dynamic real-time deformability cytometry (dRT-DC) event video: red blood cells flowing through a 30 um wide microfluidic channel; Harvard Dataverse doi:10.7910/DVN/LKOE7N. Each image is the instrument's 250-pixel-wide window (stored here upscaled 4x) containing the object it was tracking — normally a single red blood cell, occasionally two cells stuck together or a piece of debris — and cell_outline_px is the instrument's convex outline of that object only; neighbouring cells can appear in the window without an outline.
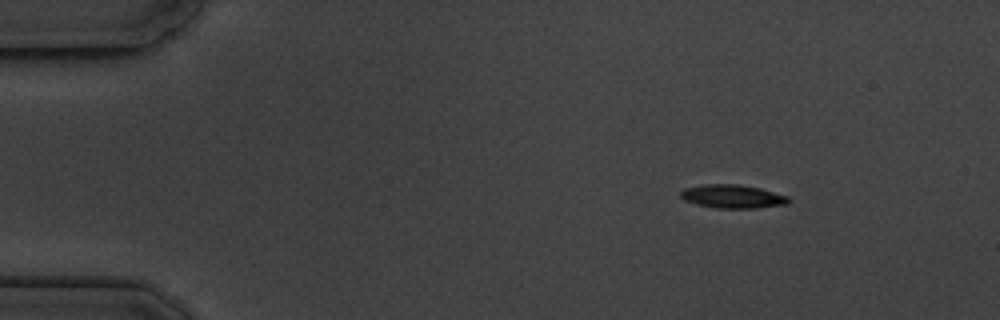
{"species": "common noctule bat (a hibernating species)", "species_latin": "Nyctalus noctula", "temperature_condition": "cold", "stored_images_in_passage": 9, "camera_frame_rate_fps": 3000, "um_per_image_px": 0.085, "animal": {"sex": "male", "body_mass_g": 19.5, "forearm_length_mm": 54.6}, "frame": {"image": 1, "passage_image": 3, "time_ms": 2.333, "image_size_px": [1000, 320], "cell_outline_px": [[792, 200], [788, 204], [756, 208], [716, 208], [696, 204], [684, 200], [680, 196], [680, 192], [684, 188], [704, 184], [740, 184], [760, 188], [788, 196]], "centroid_in_image_um": [62.28, 16.69], "position_along_channel_um": 22.7, "area_um2": 14.91}}
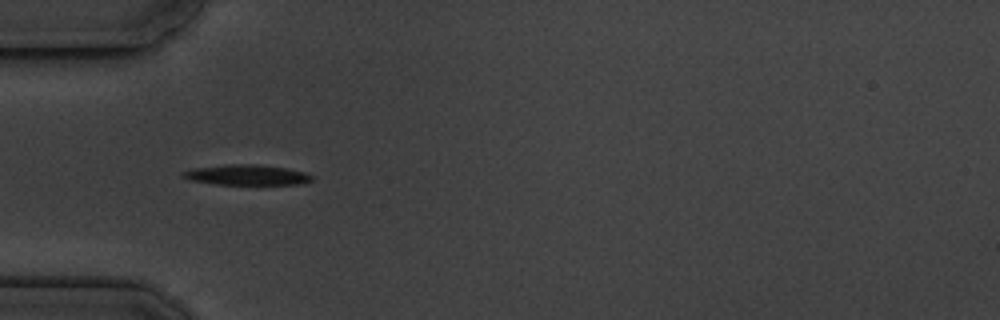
{"frame": {"image": 2, "passage_image": 6, "time_ms": 5.667, "image_size_px": [1000, 320], "cell_outline_px": [[312, 180], [300, 184], [216, 184], [188, 180], [180, 176], [180, 172], [192, 168], [224, 164], [256, 164], [288, 168], [308, 172], [312, 176]], "centroid_in_image_um": [20.93, 14.85], "position_along_channel_um": 64.1, "area_um2": 15.55}}
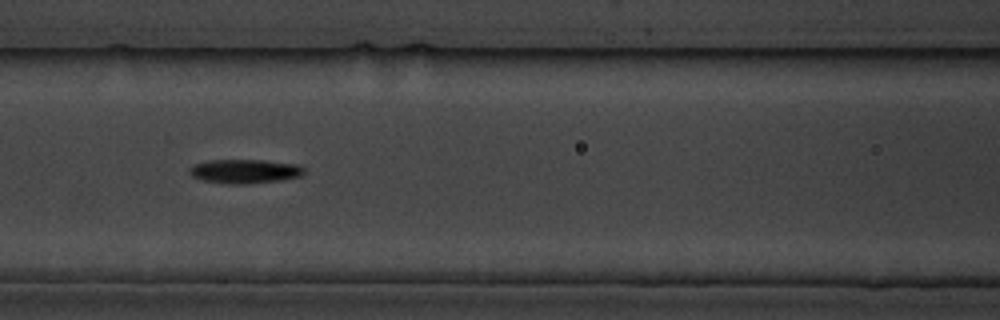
{"frame": {"image": 3, "passage_image": 8, "time_ms": 8.0, "image_size_px": [1000, 320], "cell_outline_px": [[304, 172], [300, 176], [280, 180], [248, 184], [224, 184], [204, 180], [192, 176], [188, 172], [188, 168], [196, 164], [208, 160], [264, 160], [296, 164], [304, 168]], "centroid_in_image_um": [20.78, 14.56], "position_along_channel_um": 145.8, "area_um2": 16.07}}